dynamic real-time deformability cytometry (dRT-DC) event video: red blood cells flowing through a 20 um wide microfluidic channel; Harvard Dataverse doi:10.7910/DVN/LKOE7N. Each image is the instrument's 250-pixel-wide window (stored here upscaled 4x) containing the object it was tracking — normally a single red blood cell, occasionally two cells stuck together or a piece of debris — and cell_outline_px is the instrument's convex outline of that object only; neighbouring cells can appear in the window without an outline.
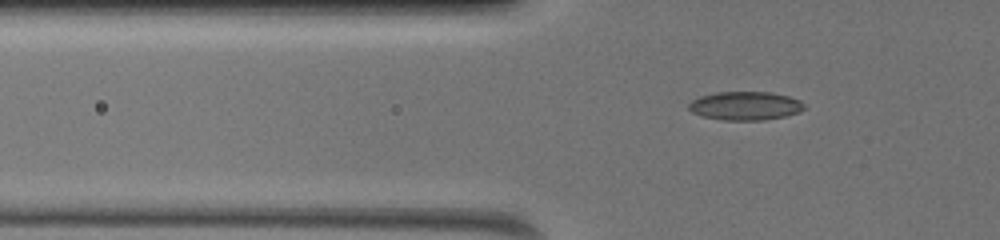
{"species": "common noctule bat (a hibernating species)", "species_latin": "Nyctalus noctula", "temperature_condition": "warm", "stored_images_in_passage": 40, "camera_frame_rate_fps": 3000, "um_per_image_px": 0.085, "animal": {"sex": "female", "body_mass_g": 19.5, "forearm_length_mm": 54.1}, "frame": {"image": 1, "passage_image": 2, "time_ms": 0.333, "image_size_px": [1000, 240], "cell_outline_px": [[804, 108], [800, 112], [784, 116], [764, 120], [724, 120], [704, 116], [692, 112], [688, 108], [688, 104], [692, 100], [700, 96], [716, 92], [772, 92], [788, 96], [800, 100], [804, 104]], "centroid_in_image_um": [63.35, 8.99], "position_along_channel_um": 62.4, "area_um2": 19.19}}
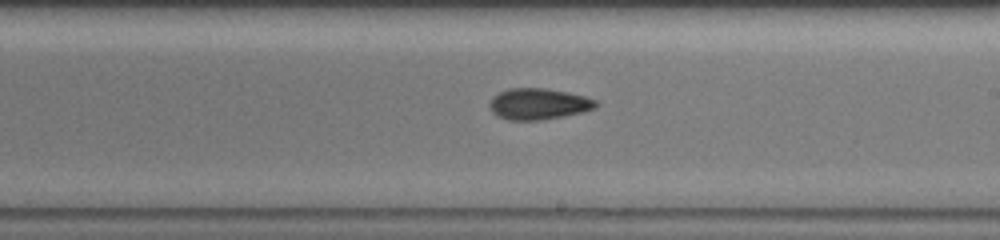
{"frame": {"image": 2, "passage_image": 18, "time_ms": 5.667, "image_size_px": [1000, 240], "cell_outline_px": [[596, 104], [592, 108], [580, 112], [540, 120], [508, 120], [492, 112], [492, 100], [500, 92], [508, 88], [544, 88], [568, 92], [584, 96], [596, 100]], "centroid_in_image_um": [45.77, 8.82], "position_along_channel_um": 243.2, "area_um2": 18.67}}
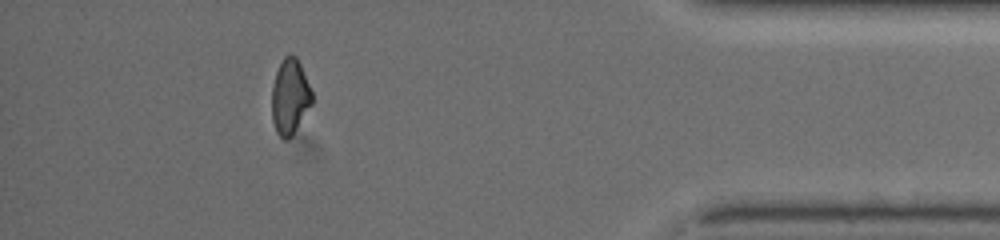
{"frame": {"image": 3, "passage_image": 35, "time_ms": 11.333, "image_size_px": [1000, 240], "cell_outline_px": [[312, 104], [288, 140], [284, 140], [276, 132], [272, 120], [272, 88], [276, 72], [284, 56], [296, 56], [300, 64], [312, 92]], "centroid_in_image_um": [24.63, 8.24], "position_along_channel_um": 410.6, "area_um2": 17.34}, "authors_computed_cell_mechanics": {"area_um2": 18.5249, "velocity_mm_per_s": 3.6083, "shape_relaxation_time_tau1_ms": null, "shape_relaxation_time_tau2_ms": 3.0015, "deformation_change_tau1": null, "deformation_change_tau2": 0.0846}}